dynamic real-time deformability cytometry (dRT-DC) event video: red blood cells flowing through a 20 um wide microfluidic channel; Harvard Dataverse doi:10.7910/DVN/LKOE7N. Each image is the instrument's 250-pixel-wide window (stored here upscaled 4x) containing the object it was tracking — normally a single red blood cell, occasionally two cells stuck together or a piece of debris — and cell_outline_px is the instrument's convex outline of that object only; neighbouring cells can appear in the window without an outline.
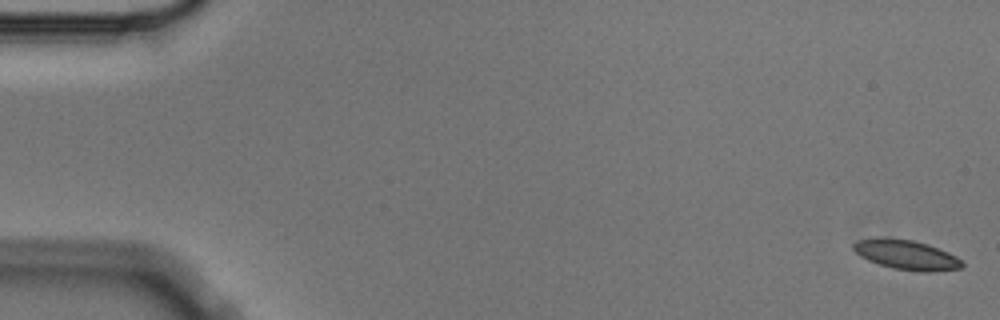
{"species": "Egyptian fruit bat (a non-hibernating species)", "species_latin": "Rousettus aegyptiacus", "temperature_condition": "cold", "stored_images_in_passage": 5, "camera_frame_rate_fps": 3000, "um_per_image_px": 0.085, "animal": {"sex": "male"}, "frame": {"image": 1, "passage_image": 1, "time_ms": 0.0, "image_size_px": [1000, 320], "cell_outline_px": [[964, 264], [960, 268], [928, 272], [920, 272], [892, 268], [868, 260], [860, 256], [852, 248], [852, 244], [856, 240], [872, 236], [880, 236], [912, 240], [928, 244], [948, 252], [964, 260]], "centroid_in_image_um": [77.0, 21.63], "position_along_channel_um": 8.0, "area_um2": 19.13}}
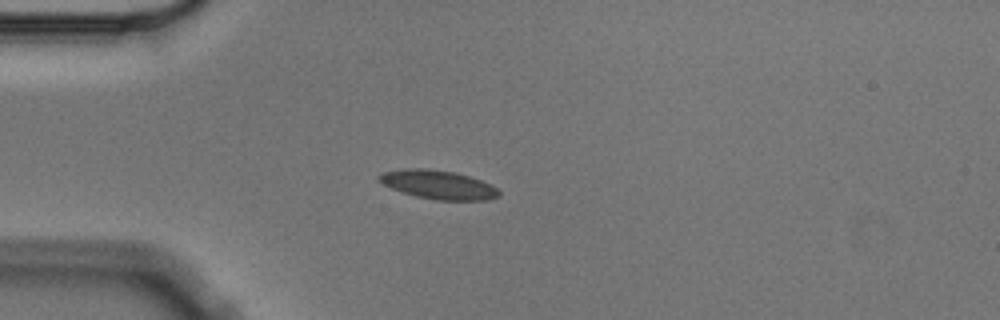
{"frame": {"image": 2, "passage_image": 5, "time_ms": 1.333, "image_size_px": [1000, 320], "cell_outline_px": [[500, 196], [488, 200], [436, 200], [416, 196], [392, 188], [376, 180], [376, 176], [380, 172], [408, 168], [428, 168], [456, 172], [480, 180], [496, 188], [500, 192]], "centroid_in_image_um": [37.21, 15.68], "position_along_channel_um": 47.8, "area_um2": 20.11}}